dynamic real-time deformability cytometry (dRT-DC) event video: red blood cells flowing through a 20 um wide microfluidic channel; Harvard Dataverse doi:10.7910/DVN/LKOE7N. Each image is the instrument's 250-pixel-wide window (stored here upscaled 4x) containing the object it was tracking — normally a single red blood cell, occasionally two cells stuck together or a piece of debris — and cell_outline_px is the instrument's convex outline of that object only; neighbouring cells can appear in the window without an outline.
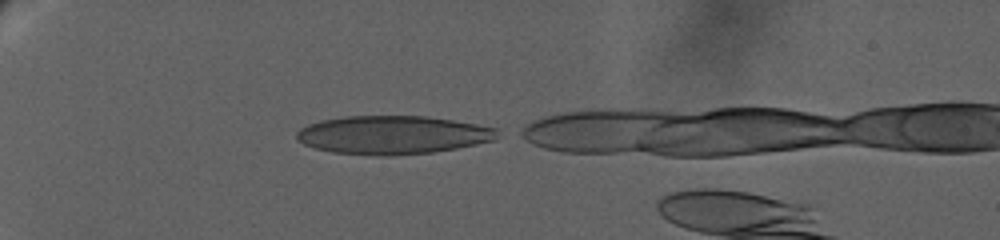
{"species": "human", "species_latin": "Homo sapiens", "temperature_condition": "warm", "stored_images_in_passage": 52, "camera_frame_rate_fps": 3000, "um_per_image_px": 0.085, "donor": {"sex": "female"}, "frame": {"image": 1, "passage_image": 1, "time_ms": 0.0, "image_size_px": [1000, 240], "cell_outline_px": [[496, 140], [456, 148], [432, 152], [392, 156], [388, 156], [332, 152], [316, 148], [304, 144], [296, 140], [296, 132], [300, 128], [308, 124], [320, 120], [344, 116], [424, 116], [452, 120], [476, 124], [496, 128]], "centroid_in_image_um": [33.33, 11.46], "position_along_channel_um": 51.7, "area_um2": 44.8}}
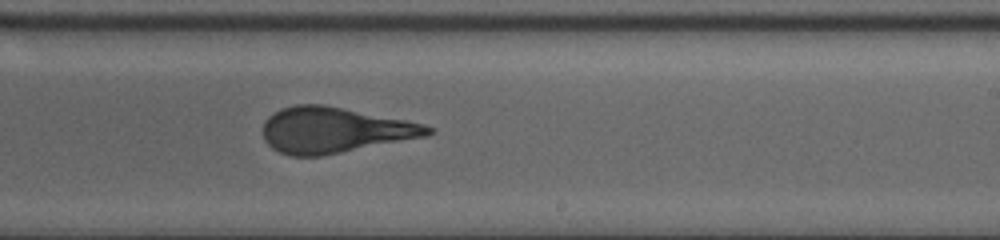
{"frame": {"image": 2, "passage_image": 29, "time_ms": 8.667, "image_size_px": [1000, 240], "cell_outline_px": [[436, 132], [428, 136], [320, 156], [288, 156], [272, 148], [264, 140], [264, 120], [268, 116], [280, 108], [296, 104], [324, 104], [424, 124], [436, 128]], "centroid_in_image_um": [28.42, 11.05], "position_along_channel_um": 260.6, "area_um2": 43.93}}
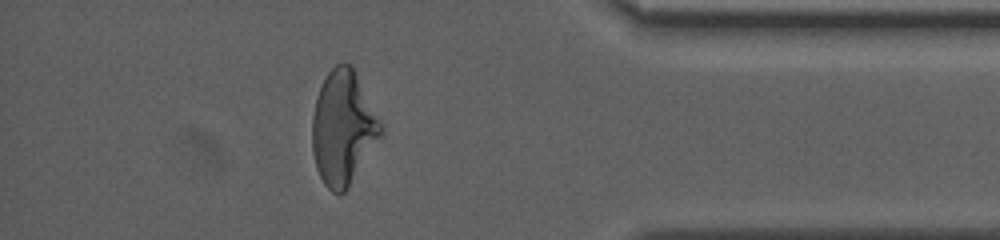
{"frame": {"image": 3, "passage_image": 50, "time_ms": 14.333, "image_size_px": [1000, 240], "cell_outline_px": [[384, 132], [348, 188], [340, 196], [332, 192], [324, 184], [316, 168], [312, 152], [312, 116], [316, 96], [328, 72], [336, 64], [344, 60], [352, 64]], "centroid_in_image_um": [29.13, 10.88], "position_along_channel_um": 406.1, "area_um2": 45.49}}